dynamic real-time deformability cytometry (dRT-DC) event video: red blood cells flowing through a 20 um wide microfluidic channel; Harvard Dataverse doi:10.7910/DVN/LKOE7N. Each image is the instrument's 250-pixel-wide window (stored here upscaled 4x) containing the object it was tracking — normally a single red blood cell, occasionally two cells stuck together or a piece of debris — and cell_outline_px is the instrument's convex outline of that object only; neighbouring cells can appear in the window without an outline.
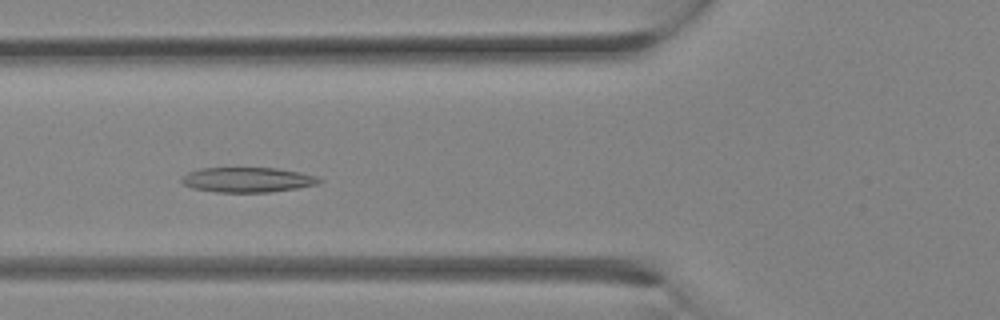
{"species": "Egyptian fruit bat (a non-hibernating species)", "species_latin": "Rousettus aegyptiacus", "temperature_condition": "room temperature", "stored_images_in_passage": 28, "camera_frame_rate_fps": 3000, "um_per_image_px": 0.085, "animal": {"sex": "female"}, "frame": {"image": 1, "passage_image": 10, "time_ms": 3.0, "image_size_px": [1000, 320], "cell_outline_px": [[324, 180], [316, 184], [296, 188], [268, 192], [216, 192], [192, 188], [184, 184], [180, 180], [180, 176], [188, 172], [200, 168], [276, 168], [300, 172], [316, 176]], "centroid_in_image_um": [21.0, 15.27], "position_along_channel_um": 104.8, "area_um2": 20.0}}
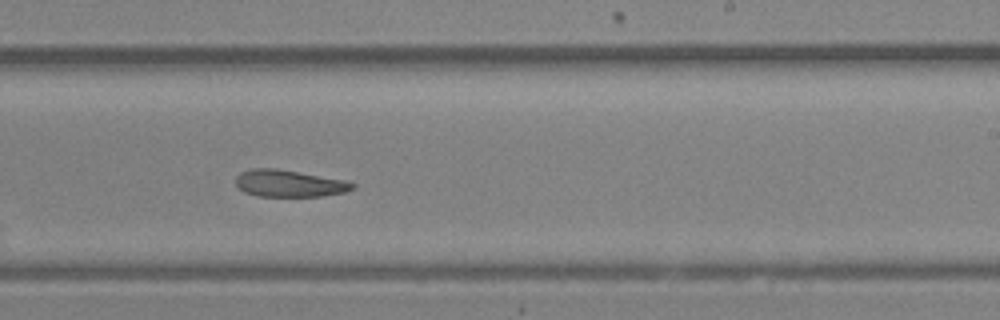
{"frame": {"image": 2, "passage_image": 17, "time_ms": 5.333, "image_size_px": [1000, 320], "cell_outline_px": [[356, 188], [344, 192], [324, 196], [260, 196], [244, 192], [236, 184], [236, 176], [240, 172], [252, 168], [276, 168], [344, 180], [356, 184]], "centroid_in_image_um": [24.58, 15.59], "position_along_channel_um": 264.4, "area_um2": 18.26}}
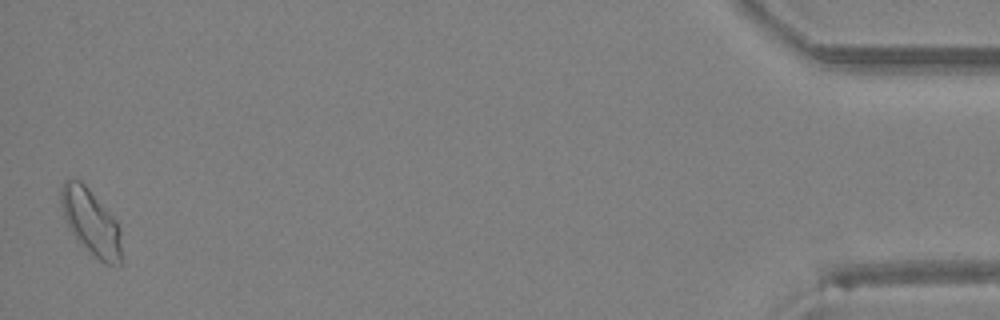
{"frame": {"image": 3, "passage_image": 28, "time_ms": 9.0, "image_size_px": [1000, 320], "cell_outline_px": [[120, 268], [108, 264], [100, 260], [76, 240], [64, 216], [60, 204], [60, 188], [64, 180], [80, 180], [88, 188], [116, 220], [120, 228]], "centroid_in_image_um": [7.72, 18.87], "position_along_channel_um": 427.5, "area_um2": 22.89}}